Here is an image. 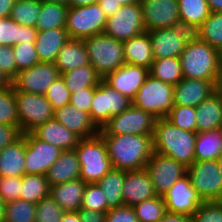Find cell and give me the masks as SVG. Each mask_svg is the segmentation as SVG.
Listing matches in <instances>:
<instances>
[{"label": "cell", "mask_w": 222, "mask_h": 222, "mask_svg": "<svg viewBox=\"0 0 222 222\" xmlns=\"http://www.w3.org/2000/svg\"><path fill=\"white\" fill-rule=\"evenodd\" d=\"M148 33L154 59L180 58L186 45L200 39L199 27L181 19L176 21L171 28L150 30Z\"/></svg>", "instance_id": "3"}, {"label": "cell", "mask_w": 222, "mask_h": 222, "mask_svg": "<svg viewBox=\"0 0 222 222\" xmlns=\"http://www.w3.org/2000/svg\"><path fill=\"white\" fill-rule=\"evenodd\" d=\"M195 161L217 160L222 155V131L214 129L197 133Z\"/></svg>", "instance_id": "33"}, {"label": "cell", "mask_w": 222, "mask_h": 222, "mask_svg": "<svg viewBox=\"0 0 222 222\" xmlns=\"http://www.w3.org/2000/svg\"><path fill=\"white\" fill-rule=\"evenodd\" d=\"M19 126L0 123V151L22 136Z\"/></svg>", "instance_id": "54"}, {"label": "cell", "mask_w": 222, "mask_h": 222, "mask_svg": "<svg viewBox=\"0 0 222 222\" xmlns=\"http://www.w3.org/2000/svg\"><path fill=\"white\" fill-rule=\"evenodd\" d=\"M5 203L0 198V222H4Z\"/></svg>", "instance_id": "65"}, {"label": "cell", "mask_w": 222, "mask_h": 222, "mask_svg": "<svg viewBox=\"0 0 222 222\" xmlns=\"http://www.w3.org/2000/svg\"><path fill=\"white\" fill-rule=\"evenodd\" d=\"M83 40L90 64L102 79L125 64L123 42L104 33Z\"/></svg>", "instance_id": "6"}, {"label": "cell", "mask_w": 222, "mask_h": 222, "mask_svg": "<svg viewBox=\"0 0 222 222\" xmlns=\"http://www.w3.org/2000/svg\"><path fill=\"white\" fill-rule=\"evenodd\" d=\"M157 118L133 104L120 113L113 116L99 130L101 136L116 135H153Z\"/></svg>", "instance_id": "8"}, {"label": "cell", "mask_w": 222, "mask_h": 222, "mask_svg": "<svg viewBox=\"0 0 222 222\" xmlns=\"http://www.w3.org/2000/svg\"><path fill=\"white\" fill-rule=\"evenodd\" d=\"M105 222H139L133 207L121 206L111 208L106 212Z\"/></svg>", "instance_id": "53"}, {"label": "cell", "mask_w": 222, "mask_h": 222, "mask_svg": "<svg viewBox=\"0 0 222 222\" xmlns=\"http://www.w3.org/2000/svg\"><path fill=\"white\" fill-rule=\"evenodd\" d=\"M192 222H222V200L203 201L192 215Z\"/></svg>", "instance_id": "48"}, {"label": "cell", "mask_w": 222, "mask_h": 222, "mask_svg": "<svg viewBox=\"0 0 222 222\" xmlns=\"http://www.w3.org/2000/svg\"><path fill=\"white\" fill-rule=\"evenodd\" d=\"M81 222H105L106 212H100L96 210H86L80 208L78 211Z\"/></svg>", "instance_id": "55"}, {"label": "cell", "mask_w": 222, "mask_h": 222, "mask_svg": "<svg viewBox=\"0 0 222 222\" xmlns=\"http://www.w3.org/2000/svg\"><path fill=\"white\" fill-rule=\"evenodd\" d=\"M61 76L70 94L77 93L84 88L95 87L102 80L91 64L66 71Z\"/></svg>", "instance_id": "34"}, {"label": "cell", "mask_w": 222, "mask_h": 222, "mask_svg": "<svg viewBox=\"0 0 222 222\" xmlns=\"http://www.w3.org/2000/svg\"><path fill=\"white\" fill-rule=\"evenodd\" d=\"M123 53L125 63L150 69L154 58L148 31L124 41Z\"/></svg>", "instance_id": "28"}, {"label": "cell", "mask_w": 222, "mask_h": 222, "mask_svg": "<svg viewBox=\"0 0 222 222\" xmlns=\"http://www.w3.org/2000/svg\"><path fill=\"white\" fill-rule=\"evenodd\" d=\"M132 105V100L113 89L103 79L95 86L90 118L100 130L113 116L119 115Z\"/></svg>", "instance_id": "10"}, {"label": "cell", "mask_w": 222, "mask_h": 222, "mask_svg": "<svg viewBox=\"0 0 222 222\" xmlns=\"http://www.w3.org/2000/svg\"><path fill=\"white\" fill-rule=\"evenodd\" d=\"M132 104L156 118H165L174 106V85L149 75L132 100Z\"/></svg>", "instance_id": "7"}, {"label": "cell", "mask_w": 222, "mask_h": 222, "mask_svg": "<svg viewBox=\"0 0 222 222\" xmlns=\"http://www.w3.org/2000/svg\"><path fill=\"white\" fill-rule=\"evenodd\" d=\"M97 2L107 18L112 16L122 7L121 3L114 0H98Z\"/></svg>", "instance_id": "56"}, {"label": "cell", "mask_w": 222, "mask_h": 222, "mask_svg": "<svg viewBox=\"0 0 222 222\" xmlns=\"http://www.w3.org/2000/svg\"><path fill=\"white\" fill-rule=\"evenodd\" d=\"M81 208L100 212H107L110 209L107 206V200L103 196V191L97 183L86 184Z\"/></svg>", "instance_id": "46"}, {"label": "cell", "mask_w": 222, "mask_h": 222, "mask_svg": "<svg viewBox=\"0 0 222 222\" xmlns=\"http://www.w3.org/2000/svg\"><path fill=\"white\" fill-rule=\"evenodd\" d=\"M219 62L220 66H222V48L219 49Z\"/></svg>", "instance_id": "68"}, {"label": "cell", "mask_w": 222, "mask_h": 222, "mask_svg": "<svg viewBox=\"0 0 222 222\" xmlns=\"http://www.w3.org/2000/svg\"><path fill=\"white\" fill-rule=\"evenodd\" d=\"M158 222H192V217L166 212V214Z\"/></svg>", "instance_id": "57"}, {"label": "cell", "mask_w": 222, "mask_h": 222, "mask_svg": "<svg viewBox=\"0 0 222 222\" xmlns=\"http://www.w3.org/2000/svg\"><path fill=\"white\" fill-rule=\"evenodd\" d=\"M54 63L60 75L66 71L90 64L84 40L69 39L59 51Z\"/></svg>", "instance_id": "30"}, {"label": "cell", "mask_w": 222, "mask_h": 222, "mask_svg": "<svg viewBox=\"0 0 222 222\" xmlns=\"http://www.w3.org/2000/svg\"><path fill=\"white\" fill-rule=\"evenodd\" d=\"M65 28L37 31L35 48L40 62L54 63L61 48L69 41Z\"/></svg>", "instance_id": "24"}, {"label": "cell", "mask_w": 222, "mask_h": 222, "mask_svg": "<svg viewBox=\"0 0 222 222\" xmlns=\"http://www.w3.org/2000/svg\"><path fill=\"white\" fill-rule=\"evenodd\" d=\"M46 177L50 187L80 178V163L75 149L62 151Z\"/></svg>", "instance_id": "26"}, {"label": "cell", "mask_w": 222, "mask_h": 222, "mask_svg": "<svg viewBox=\"0 0 222 222\" xmlns=\"http://www.w3.org/2000/svg\"><path fill=\"white\" fill-rule=\"evenodd\" d=\"M196 138V132L182 130L166 117L157 118L152 136L153 151L189 167L195 161Z\"/></svg>", "instance_id": "2"}, {"label": "cell", "mask_w": 222, "mask_h": 222, "mask_svg": "<svg viewBox=\"0 0 222 222\" xmlns=\"http://www.w3.org/2000/svg\"><path fill=\"white\" fill-rule=\"evenodd\" d=\"M94 93L95 87L84 88L77 93H72L70 95L69 104H71L78 110L90 114V108L93 102Z\"/></svg>", "instance_id": "52"}, {"label": "cell", "mask_w": 222, "mask_h": 222, "mask_svg": "<svg viewBox=\"0 0 222 222\" xmlns=\"http://www.w3.org/2000/svg\"><path fill=\"white\" fill-rule=\"evenodd\" d=\"M19 127L23 134L32 132L54 118V110L45 95L15 91Z\"/></svg>", "instance_id": "11"}, {"label": "cell", "mask_w": 222, "mask_h": 222, "mask_svg": "<svg viewBox=\"0 0 222 222\" xmlns=\"http://www.w3.org/2000/svg\"><path fill=\"white\" fill-rule=\"evenodd\" d=\"M145 169L151 177L155 193L163 196L171 186L187 174V167L171 157L153 151Z\"/></svg>", "instance_id": "15"}, {"label": "cell", "mask_w": 222, "mask_h": 222, "mask_svg": "<svg viewBox=\"0 0 222 222\" xmlns=\"http://www.w3.org/2000/svg\"><path fill=\"white\" fill-rule=\"evenodd\" d=\"M216 82L183 78L174 86V106L196 108L216 91Z\"/></svg>", "instance_id": "21"}, {"label": "cell", "mask_w": 222, "mask_h": 222, "mask_svg": "<svg viewBox=\"0 0 222 222\" xmlns=\"http://www.w3.org/2000/svg\"><path fill=\"white\" fill-rule=\"evenodd\" d=\"M68 6L49 3L42 0L41 12L38 15L36 29L45 31L52 28H65Z\"/></svg>", "instance_id": "35"}, {"label": "cell", "mask_w": 222, "mask_h": 222, "mask_svg": "<svg viewBox=\"0 0 222 222\" xmlns=\"http://www.w3.org/2000/svg\"><path fill=\"white\" fill-rule=\"evenodd\" d=\"M26 133L0 151V177L25 175Z\"/></svg>", "instance_id": "25"}, {"label": "cell", "mask_w": 222, "mask_h": 222, "mask_svg": "<svg viewBox=\"0 0 222 222\" xmlns=\"http://www.w3.org/2000/svg\"><path fill=\"white\" fill-rule=\"evenodd\" d=\"M149 74L162 82L177 85L183 79L180 58L154 59Z\"/></svg>", "instance_id": "36"}, {"label": "cell", "mask_w": 222, "mask_h": 222, "mask_svg": "<svg viewBox=\"0 0 222 222\" xmlns=\"http://www.w3.org/2000/svg\"><path fill=\"white\" fill-rule=\"evenodd\" d=\"M21 183L22 177H0V198L4 203L20 199Z\"/></svg>", "instance_id": "50"}, {"label": "cell", "mask_w": 222, "mask_h": 222, "mask_svg": "<svg viewBox=\"0 0 222 222\" xmlns=\"http://www.w3.org/2000/svg\"><path fill=\"white\" fill-rule=\"evenodd\" d=\"M60 76L55 63L39 62L19 71L11 84L14 91L45 95L48 88Z\"/></svg>", "instance_id": "14"}, {"label": "cell", "mask_w": 222, "mask_h": 222, "mask_svg": "<svg viewBox=\"0 0 222 222\" xmlns=\"http://www.w3.org/2000/svg\"><path fill=\"white\" fill-rule=\"evenodd\" d=\"M192 187L202 201L222 200V177L218 161H194L187 167Z\"/></svg>", "instance_id": "12"}, {"label": "cell", "mask_w": 222, "mask_h": 222, "mask_svg": "<svg viewBox=\"0 0 222 222\" xmlns=\"http://www.w3.org/2000/svg\"><path fill=\"white\" fill-rule=\"evenodd\" d=\"M75 151L80 163V178L86 183H97L113 168L105 140L99 133L80 139Z\"/></svg>", "instance_id": "5"}, {"label": "cell", "mask_w": 222, "mask_h": 222, "mask_svg": "<svg viewBox=\"0 0 222 222\" xmlns=\"http://www.w3.org/2000/svg\"><path fill=\"white\" fill-rule=\"evenodd\" d=\"M62 151L59 147L38 139L32 132L26 133L25 174L46 176Z\"/></svg>", "instance_id": "16"}, {"label": "cell", "mask_w": 222, "mask_h": 222, "mask_svg": "<svg viewBox=\"0 0 222 222\" xmlns=\"http://www.w3.org/2000/svg\"><path fill=\"white\" fill-rule=\"evenodd\" d=\"M49 3L61 4L69 7V0H44Z\"/></svg>", "instance_id": "66"}, {"label": "cell", "mask_w": 222, "mask_h": 222, "mask_svg": "<svg viewBox=\"0 0 222 222\" xmlns=\"http://www.w3.org/2000/svg\"><path fill=\"white\" fill-rule=\"evenodd\" d=\"M107 17L99 3L87 6L68 7L66 27L70 39H84L102 34Z\"/></svg>", "instance_id": "9"}, {"label": "cell", "mask_w": 222, "mask_h": 222, "mask_svg": "<svg viewBox=\"0 0 222 222\" xmlns=\"http://www.w3.org/2000/svg\"><path fill=\"white\" fill-rule=\"evenodd\" d=\"M218 164H219V172L221 174L222 177V155L217 159Z\"/></svg>", "instance_id": "67"}, {"label": "cell", "mask_w": 222, "mask_h": 222, "mask_svg": "<svg viewBox=\"0 0 222 222\" xmlns=\"http://www.w3.org/2000/svg\"><path fill=\"white\" fill-rule=\"evenodd\" d=\"M15 0H0V18H9Z\"/></svg>", "instance_id": "58"}, {"label": "cell", "mask_w": 222, "mask_h": 222, "mask_svg": "<svg viewBox=\"0 0 222 222\" xmlns=\"http://www.w3.org/2000/svg\"><path fill=\"white\" fill-rule=\"evenodd\" d=\"M114 1L121 3L122 6L132 5V4H141L142 2V0H114Z\"/></svg>", "instance_id": "64"}, {"label": "cell", "mask_w": 222, "mask_h": 222, "mask_svg": "<svg viewBox=\"0 0 222 222\" xmlns=\"http://www.w3.org/2000/svg\"><path fill=\"white\" fill-rule=\"evenodd\" d=\"M54 119L81 139L91 138L99 133V129L92 122L90 115L78 110L71 104L56 109L54 111Z\"/></svg>", "instance_id": "22"}, {"label": "cell", "mask_w": 222, "mask_h": 222, "mask_svg": "<svg viewBox=\"0 0 222 222\" xmlns=\"http://www.w3.org/2000/svg\"><path fill=\"white\" fill-rule=\"evenodd\" d=\"M41 7L42 0H15L10 18L19 25L35 28Z\"/></svg>", "instance_id": "38"}, {"label": "cell", "mask_w": 222, "mask_h": 222, "mask_svg": "<svg viewBox=\"0 0 222 222\" xmlns=\"http://www.w3.org/2000/svg\"><path fill=\"white\" fill-rule=\"evenodd\" d=\"M40 140L57 146L64 150H74L81 139L74 132L68 130L64 125L54 118L46 121L32 131Z\"/></svg>", "instance_id": "23"}, {"label": "cell", "mask_w": 222, "mask_h": 222, "mask_svg": "<svg viewBox=\"0 0 222 222\" xmlns=\"http://www.w3.org/2000/svg\"><path fill=\"white\" fill-rule=\"evenodd\" d=\"M98 0H69V7L87 6L96 3Z\"/></svg>", "instance_id": "61"}, {"label": "cell", "mask_w": 222, "mask_h": 222, "mask_svg": "<svg viewBox=\"0 0 222 222\" xmlns=\"http://www.w3.org/2000/svg\"><path fill=\"white\" fill-rule=\"evenodd\" d=\"M86 184L83 179L78 178L51 186L50 195L64 212H76L81 208Z\"/></svg>", "instance_id": "27"}, {"label": "cell", "mask_w": 222, "mask_h": 222, "mask_svg": "<svg viewBox=\"0 0 222 222\" xmlns=\"http://www.w3.org/2000/svg\"><path fill=\"white\" fill-rule=\"evenodd\" d=\"M216 92L222 97V66L220 67V71L218 74V79L215 85Z\"/></svg>", "instance_id": "62"}, {"label": "cell", "mask_w": 222, "mask_h": 222, "mask_svg": "<svg viewBox=\"0 0 222 222\" xmlns=\"http://www.w3.org/2000/svg\"><path fill=\"white\" fill-rule=\"evenodd\" d=\"M166 118L182 130L197 133L196 110L194 107L173 106Z\"/></svg>", "instance_id": "44"}, {"label": "cell", "mask_w": 222, "mask_h": 222, "mask_svg": "<svg viewBox=\"0 0 222 222\" xmlns=\"http://www.w3.org/2000/svg\"><path fill=\"white\" fill-rule=\"evenodd\" d=\"M60 222H81L78 212H64Z\"/></svg>", "instance_id": "59"}, {"label": "cell", "mask_w": 222, "mask_h": 222, "mask_svg": "<svg viewBox=\"0 0 222 222\" xmlns=\"http://www.w3.org/2000/svg\"><path fill=\"white\" fill-rule=\"evenodd\" d=\"M155 196H157V194L155 193L151 177L145 168L125 171L123 183V199L125 206L133 207Z\"/></svg>", "instance_id": "20"}, {"label": "cell", "mask_w": 222, "mask_h": 222, "mask_svg": "<svg viewBox=\"0 0 222 222\" xmlns=\"http://www.w3.org/2000/svg\"><path fill=\"white\" fill-rule=\"evenodd\" d=\"M11 85V81L5 76V74L0 70V88Z\"/></svg>", "instance_id": "63"}, {"label": "cell", "mask_w": 222, "mask_h": 222, "mask_svg": "<svg viewBox=\"0 0 222 222\" xmlns=\"http://www.w3.org/2000/svg\"><path fill=\"white\" fill-rule=\"evenodd\" d=\"M0 123L19 126L14 87L0 88Z\"/></svg>", "instance_id": "43"}, {"label": "cell", "mask_w": 222, "mask_h": 222, "mask_svg": "<svg viewBox=\"0 0 222 222\" xmlns=\"http://www.w3.org/2000/svg\"><path fill=\"white\" fill-rule=\"evenodd\" d=\"M70 95V91L66 87L62 76L53 82L45 94L46 99L49 101L54 111L68 105L70 102Z\"/></svg>", "instance_id": "49"}, {"label": "cell", "mask_w": 222, "mask_h": 222, "mask_svg": "<svg viewBox=\"0 0 222 222\" xmlns=\"http://www.w3.org/2000/svg\"><path fill=\"white\" fill-rule=\"evenodd\" d=\"M125 171L112 168L98 182V186L103 191V196L107 200V206L111 208L124 206L123 183Z\"/></svg>", "instance_id": "32"}, {"label": "cell", "mask_w": 222, "mask_h": 222, "mask_svg": "<svg viewBox=\"0 0 222 222\" xmlns=\"http://www.w3.org/2000/svg\"><path fill=\"white\" fill-rule=\"evenodd\" d=\"M183 78L217 81L220 71L219 50L200 39L186 45L180 55Z\"/></svg>", "instance_id": "4"}, {"label": "cell", "mask_w": 222, "mask_h": 222, "mask_svg": "<svg viewBox=\"0 0 222 222\" xmlns=\"http://www.w3.org/2000/svg\"><path fill=\"white\" fill-rule=\"evenodd\" d=\"M139 222H158L167 212L162 196H155L133 206Z\"/></svg>", "instance_id": "42"}, {"label": "cell", "mask_w": 222, "mask_h": 222, "mask_svg": "<svg viewBox=\"0 0 222 222\" xmlns=\"http://www.w3.org/2000/svg\"><path fill=\"white\" fill-rule=\"evenodd\" d=\"M145 31L141 4H132L108 17L103 33L124 42Z\"/></svg>", "instance_id": "13"}, {"label": "cell", "mask_w": 222, "mask_h": 222, "mask_svg": "<svg viewBox=\"0 0 222 222\" xmlns=\"http://www.w3.org/2000/svg\"><path fill=\"white\" fill-rule=\"evenodd\" d=\"M211 12H222V0H207Z\"/></svg>", "instance_id": "60"}, {"label": "cell", "mask_w": 222, "mask_h": 222, "mask_svg": "<svg viewBox=\"0 0 222 222\" xmlns=\"http://www.w3.org/2000/svg\"><path fill=\"white\" fill-rule=\"evenodd\" d=\"M200 40L210 46L222 48V12H211L199 27Z\"/></svg>", "instance_id": "40"}, {"label": "cell", "mask_w": 222, "mask_h": 222, "mask_svg": "<svg viewBox=\"0 0 222 222\" xmlns=\"http://www.w3.org/2000/svg\"><path fill=\"white\" fill-rule=\"evenodd\" d=\"M12 49L14 51V60L17 65V73L40 62L35 43H18L13 45Z\"/></svg>", "instance_id": "47"}, {"label": "cell", "mask_w": 222, "mask_h": 222, "mask_svg": "<svg viewBox=\"0 0 222 222\" xmlns=\"http://www.w3.org/2000/svg\"><path fill=\"white\" fill-rule=\"evenodd\" d=\"M197 133L222 127V97L215 91L196 108Z\"/></svg>", "instance_id": "29"}, {"label": "cell", "mask_w": 222, "mask_h": 222, "mask_svg": "<svg viewBox=\"0 0 222 222\" xmlns=\"http://www.w3.org/2000/svg\"><path fill=\"white\" fill-rule=\"evenodd\" d=\"M0 70L12 81L17 75V65L11 46L0 45Z\"/></svg>", "instance_id": "51"}, {"label": "cell", "mask_w": 222, "mask_h": 222, "mask_svg": "<svg viewBox=\"0 0 222 222\" xmlns=\"http://www.w3.org/2000/svg\"><path fill=\"white\" fill-rule=\"evenodd\" d=\"M50 195L47 177L42 174H25L22 177L20 199L37 204Z\"/></svg>", "instance_id": "37"}, {"label": "cell", "mask_w": 222, "mask_h": 222, "mask_svg": "<svg viewBox=\"0 0 222 222\" xmlns=\"http://www.w3.org/2000/svg\"><path fill=\"white\" fill-rule=\"evenodd\" d=\"M141 7L146 31L171 28L180 19L177 0H142Z\"/></svg>", "instance_id": "18"}, {"label": "cell", "mask_w": 222, "mask_h": 222, "mask_svg": "<svg viewBox=\"0 0 222 222\" xmlns=\"http://www.w3.org/2000/svg\"><path fill=\"white\" fill-rule=\"evenodd\" d=\"M180 19L200 27L211 11L207 0H177Z\"/></svg>", "instance_id": "39"}, {"label": "cell", "mask_w": 222, "mask_h": 222, "mask_svg": "<svg viewBox=\"0 0 222 222\" xmlns=\"http://www.w3.org/2000/svg\"><path fill=\"white\" fill-rule=\"evenodd\" d=\"M37 29L17 24L12 18H0V45L13 46L18 43H34Z\"/></svg>", "instance_id": "31"}, {"label": "cell", "mask_w": 222, "mask_h": 222, "mask_svg": "<svg viewBox=\"0 0 222 222\" xmlns=\"http://www.w3.org/2000/svg\"><path fill=\"white\" fill-rule=\"evenodd\" d=\"M153 135L102 136L114 169H144L153 153Z\"/></svg>", "instance_id": "1"}, {"label": "cell", "mask_w": 222, "mask_h": 222, "mask_svg": "<svg viewBox=\"0 0 222 222\" xmlns=\"http://www.w3.org/2000/svg\"><path fill=\"white\" fill-rule=\"evenodd\" d=\"M36 204L21 199L5 203L4 222H36Z\"/></svg>", "instance_id": "41"}, {"label": "cell", "mask_w": 222, "mask_h": 222, "mask_svg": "<svg viewBox=\"0 0 222 222\" xmlns=\"http://www.w3.org/2000/svg\"><path fill=\"white\" fill-rule=\"evenodd\" d=\"M149 69L143 66L125 63L103 80L113 89L133 100L149 76Z\"/></svg>", "instance_id": "19"}, {"label": "cell", "mask_w": 222, "mask_h": 222, "mask_svg": "<svg viewBox=\"0 0 222 222\" xmlns=\"http://www.w3.org/2000/svg\"><path fill=\"white\" fill-rule=\"evenodd\" d=\"M63 213L64 210L51 195L36 204V222H60Z\"/></svg>", "instance_id": "45"}, {"label": "cell", "mask_w": 222, "mask_h": 222, "mask_svg": "<svg viewBox=\"0 0 222 222\" xmlns=\"http://www.w3.org/2000/svg\"><path fill=\"white\" fill-rule=\"evenodd\" d=\"M162 197L167 212L183 214L190 217H192L203 202L196 190L192 187L187 174L177 180Z\"/></svg>", "instance_id": "17"}]
</instances>
